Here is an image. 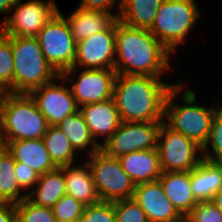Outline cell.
I'll list each match as a JSON object with an SVG mask.
<instances>
[{
  "instance_id": "1",
  "label": "cell",
  "mask_w": 222,
  "mask_h": 222,
  "mask_svg": "<svg viewBox=\"0 0 222 222\" xmlns=\"http://www.w3.org/2000/svg\"><path fill=\"white\" fill-rule=\"evenodd\" d=\"M114 70L122 75L162 77L172 70V54L146 29L130 27L116 19Z\"/></svg>"
},
{
  "instance_id": "2",
  "label": "cell",
  "mask_w": 222,
  "mask_h": 222,
  "mask_svg": "<svg viewBox=\"0 0 222 222\" xmlns=\"http://www.w3.org/2000/svg\"><path fill=\"white\" fill-rule=\"evenodd\" d=\"M162 77L117 74L113 87V100L121 122H163L165 100L175 83L162 81Z\"/></svg>"
},
{
  "instance_id": "3",
  "label": "cell",
  "mask_w": 222,
  "mask_h": 222,
  "mask_svg": "<svg viewBox=\"0 0 222 222\" xmlns=\"http://www.w3.org/2000/svg\"><path fill=\"white\" fill-rule=\"evenodd\" d=\"M187 85H189L188 81L180 80L168 92L165 100L164 122L174 131L195 141L203 148L210 134L213 116L222 105V101L215 103L216 106L199 105L195 90L188 89ZM177 96H181L179 104L175 103L176 99L178 100Z\"/></svg>"
},
{
  "instance_id": "4",
  "label": "cell",
  "mask_w": 222,
  "mask_h": 222,
  "mask_svg": "<svg viewBox=\"0 0 222 222\" xmlns=\"http://www.w3.org/2000/svg\"><path fill=\"white\" fill-rule=\"evenodd\" d=\"M49 125L26 93H0V141L41 139Z\"/></svg>"
},
{
  "instance_id": "5",
  "label": "cell",
  "mask_w": 222,
  "mask_h": 222,
  "mask_svg": "<svg viewBox=\"0 0 222 222\" xmlns=\"http://www.w3.org/2000/svg\"><path fill=\"white\" fill-rule=\"evenodd\" d=\"M13 93L29 94L52 82L59 74L46 61L36 37H11Z\"/></svg>"
},
{
  "instance_id": "6",
  "label": "cell",
  "mask_w": 222,
  "mask_h": 222,
  "mask_svg": "<svg viewBox=\"0 0 222 222\" xmlns=\"http://www.w3.org/2000/svg\"><path fill=\"white\" fill-rule=\"evenodd\" d=\"M201 17L196 0H164L149 31L175 56Z\"/></svg>"
},
{
  "instance_id": "7",
  "label": "cell",
  "mask_w": 222,
  "mask_h": 222,
  "mask_svg": "<svg viewBox=\"0 0 222 222\" xmlns=\"http://www.w3.org/2000/svg\"><path fill=\"white\" fill-rule=\"evenodd\" d=\"M87 157L85 161L92 172L101 201L115 202L133 198L136 185L122 169L118 158L110 157L102 150Z\"/></svg>"
},
{
  "instance_id": "8",
  "label": "cell",
  "mask_w": 222,
  "mask_h": 222,
  "mask_svg": "<svg viewBox=\"0 0 222 222\" xmlns=\"http://www.w3.org/2000/svg\"><path fill=\"white\" fill-rule=\"evenodd\" d=\"M157 151L163 172L191 171L203 160L202 147L164 121L158 132Z\"/></svg>"
},
{
  "instance_id": "9",
  "label": "cell",
  "mask_w": 222,
  "mask_h": 222,
  "mask_svg": "<svg viewBox=\"0 0 222 222\" xmlns=\"http://www.w3.org/2000/svg\"><path fill=\"white\" fill-rule=\"evenodd\" d=\"M35 37L46 61L59 75L73 67L76 57V41L68 23L59 12Z\"/></svg>"
},
{
  "instance_id": "10",
  "label": "cell",
  "mask_w": 222,
  "mask_h": 222,
  "mask_svg": "<svg viewBox=\"0 0 222 222\" xmlns=\"http://www.w3.org/2000/svg\"><path fill=\"white\" fill-rule=\"evenodd\" d=\"M18 0L6 20L0 25V32L11 37H35L58 12L55 0Z\"/></svg>"
},
{
  "instance_id": "11",
  "label": "cell",
  "mask_w": 222,
  "mask_h": 222,
  "mask_svg": "<svg viewBox=\"0 0 222 222\" xmlns=\"http://www.w3.org/2000/svg\"><path fill=\"white\" fill-rule=\"evenodd\" d=\"M60 75L68 83L79 107L113 98L115 70L72 67Z\"/></svg>"
},
{
  "instance_id": "12",
  "label": "cell",
  "mask_w": 222,
  "mask_h": 222,
  "mask_svg": "<svg viewBox=\"0 0 222 222\" xmlns=\"http://www.w3.org/2000/svg\"><path fill=\"white\" fill-rule=\"evenodd\" d=\"M162 122H121L116 132L100 147L110 157L119 158L138 150L157 149Z\"/></svg>"
},
{
  "instance_id": "13",
  "label": "cell",
  "mask_w": 222,
  "mask_h": 222,
  "mask_svg": "<svg viewBox=\"0 0 222 222\" xmlns=\"http://www.w3.org/2000/svg\"><path fill=\"white\" fill-rule=\"evenodd\" d=\"M29 94L49 126H58L67 116L79 111L71 89L61 75Z\"/></svg>"
},
{
  "instance_id": "14",
  "label": "cell",
  "mask_w": 222,
  "mask_h": 222,
  "mask_svg": "<svg viewBox=\"0 0 222 222\" xmlns=\"http://www.w3.org/2000/svg\"><path fill=\"white\" fill-rule=\"evenodd\" d=\"M116 20L104 31L76 42L73 67L114 70Z\"/></svg>"
},
{
  "instance_id": "15",
  "label": "cell",
  "mask_w": 222,
  "mask_h": 222,
  "mask_svg": "<svg viewBox=\"0 0 222 222\" xmlns=\"http://www.w3.org/2000/svg\"><path fill=\"white\" fill-rule=\"evenodd\" d=\"M133 199L145 212L149 222H180L182 219L166 197L159 180L137 184Z\"/></svg>"
},
{
  "instance_id": "16",
  "label": "cell",
  "mask_w": 222,
  "mask_h": 222,
  "mask_svg": "<svg viewBox=\"0 0 222 222\" xmlns=\"http://www.w3.org/2000/svg\"><path fill=\"white\" fill-rule=\"evenodd\" d=\"M79 111L92 137L100 147L116 132L121 123L113 98L82 105L79 107Z\"/></svg>"
},
{
  "instance_id": "17",
  "label": "cell",
  "mask_w": 222,
  "mask_h": 222,
  "mask_svg": "<svg viewBox=\"0 0 222 222\" xmlns=\"http://www.w3.org/2000/svg\"><path fill=\"white\" fill-rule=\"evenodd\" d=\"M2 146L12 154L16 162H22L40 175L54 170L57 166L53 163L43 139L0 141Z\"/></svg>"
},
{
  "instance_id": "18",
  "label": "cell",
  "mask_w": 222,
  "mask_h": 222,
  "mask_svg": "<svg viewBox=\"0 0 222 222\" xmlns=\"http://www.w3.org/2000/svg\"><path fill=\"white\" fill-rule=\"evenodd\" d=\"M118 160L135 185L157 181L163 172L157 149L127 153Z\"/></svg>"
},
{
  "instance_id": "19",
  "label": "cell",
  "mask_w": 222,
  "mask_h": 222,
  "mask_svg": "<svg viewBox=\"0 0 222 222\" xmlns=\"http://www.w3.org/2000/svg\"><path fill=\"white\" fill-rule=\"evenodd\" d=\"M58 12L65 18L76 42L106 30L117 19L112 13L78 6L69 16H64L60 9Z\"/></svg>"
},
{
  "instance_id": "20",
  "label": "cell",
  "mask_w": 222,
  "mask_h": 222,
  "mask_svg": "<svg viewBox=\"0 0 222 222\" xmlns=\"http://www.w3.org/2000/svg\"><path fill=\"white\" fill-rule=\"evenodd\" d=\"M158 180L178 213L188 216L198 203L191 190L190 171L162 172Z\"/></svg>"
},
{
  "instance_id": "21",
  "label": "cell",
  "mask_w": 222,
  "mask_h": 222,
  "mask_svg": "<svg viewBox=\"0 0 222 222\" xmlns=\"http://www.w3.org/2000/svg\"><path fill=\"white\" fill-rule=\"evenodd\" d=\"M80 163L64 166L66 194L73 196L85 206L93 205L101 200L97 194L92 172L85 160Z\"/></svg>"
},
{
  "instance_id": "22",
  "label": "cell",
  "mask_w": 222,
  "mask_h": 222,
  "mask_svg": "<svg viewBox=\"0 0 222 222\" xmlns=\"http://www.w3.org/2000/svg\"><path fill=\"white\" fill-rule=\"evenodd\" d=\"M65 194L66 181L63 166L40 175L36 186L28 194V199L35 205L52 208Z\"/></svg>"
},
{
  "instance_id": "23",
  "label": "cell",
  "mask_w": 222,
  "mask_h": 222,
  "mask_svg": "<svg viewBox=\"0 0 222 222\" xmlns=\"http://www.w3.org/2000/svg\"><path fill=\"white\" fill-rule=\"evenodd\" d=\"M190 184L198 202L211 201L214 194L222 188V176L212 161L203 159L190 171Z\"/></svg>"
},
{
  "instance_id": "24",
  "label": "cell",
  "mask_w": 222,
  "mask_h": 222,
  "mask_svg": "<svg viewBox=\"0 0 222 222\" xmlns=\"http://www.w3.org/2000/svg\"><path fill=\"white\" fill-rule=\"evenodd\" d=\"M164 0H122L118 20L140 29L150 30Z\"/></svg>"
},
{
  "instance_id": "25",
  "label": "cell",
  "mask_w": 222,
  "mask_h": 222,
  "mask_svg": "<svg viewBox=\"0 0 222 222\" xmlns=\"http://www.w3.org/2000/svg\"><path fill=\"white\" fill-rule=\"evenodd\" d=\"M57 127L65 134L78 154L83 155L82 152H84L85 156L87 154V156H91L100 150V146L92 137L80 111L67 116Z\"/></svg>"
},
{
  "instance_id": "26",
  "label": "cell",
  "mask_w": 222,
  "mask_h": 222,
  "mask_svg": "<svg viewBox=\"0 0 222 222\" xmlns=\"http://www.w3.org/2000/svg\"><path fill=\"white\" fill-rule=\"evenodd\" d=\"M16 161L5 146L0 145V200L19 203L28 198L20 188L15 173Z\"/></svg>"
},
{
  "instance_id": "27",
  "label": "cell",
  "mask_w": 222,
  "mask_h": 222,
  "mask_svg": "<svg viewBox=\"0 0 222 222\" xmlns=\"http://www.w3.org/2000/svg\"><path fill=\"white\" fill-rule=\"evenodd\" d=\"M42 139L53 163L57 167L78 163L77 156L79 154L73 149L70 141L57 126H49Z\"/></svg>"
},
{
  "instance_id": "28",
  "label": "cell",
  "mask_w": 222,
  "mask_h": 222,
  "mask_svg": "<svg viewBox=\"0 0 222 222\" xmlns=\"http://www.w3.org/2000/svg\"><path fill=\"white\" fill-rule=\"evenodd\" d=\"M14 59L11 48V36L0 32V93H13Z\"/></svg>"
},
{
  "instance_id": "29",
  "label": "cell",
  "mask_w": 222,
  "mask_h": 222,
  "mask_svg": "<svg viewBox=\"0 0 222 222\" xmlns=\"http://www.w3.org/2000/svg\"><path fill=\"white\" fill-rule=\"evenodd\" d=\"M16 222H57L52 208L35 205L28 198L15 204Z\"/></svg>"
},
{
  "instance_id": "30",
  "label": "cell",
  "mask_w": 222,
  "mask_h": 222,
  "mask_svg": "<svg viewBox=\"0 0 222 222\" xmlns=\"http://www.w3.org/2000/svg\"><path fill=\"white\" fill-rule=\"evenodd\" d=\"M202 156L208 161L222 156V105L213 116L208 140L202 148Z\"/></svg>"
},
{
  "instance_id": "31",
  "label": "cell",
  "mask_w": 222,
  "mask_h": 222,
  "mask_svg": "<svg viewBox=\"0 0 222 222\" xmlns=\"http://www.w3.org/2000/svg\"><path fill=\"white\" fill-rule=\"evenodd\" d=\"M85 205L73 196L63 195L52 207L57 222H80Z\"/></svg>"
},
{
  "instance_id": "32",
  "label": "cell",
  "mask_w": 222,
  "mask_h": 222,
  "mask_svg": "<svg viewBox=\"0 0 222 222\" xmlns=\"http://www.w3.org/2000/svg\"><path fill=\"white\" fill-rule=\"evenodd\" d=\"M116 222H149L147 215L133 199L113 202Z\"/></svg>"
},
{
  "instance_id": "33",
  "label": "cell",
  "mask_w": 222,
  "mask_h": 222,
  "mask_svg": "<svg viewBox=\"0 0 222 222\" xmlns=\"http://www.w3.org/2000/svg\"><path fill=\"white\" fill-rule=\"evenodd\" d=\"M80 222H116L113 202L100 201L85 206Z\"/></svg>"
},
{
  "instance_id": "34",
  "label": "cell",
  "mask_w": 222,
  "mask_h": 222,
  "mask_svg": "<svg viewBox=\"0 0 222 222\" xmlns=\"http://www.w3.org/2000/svg\"><path fill=\"white\" fill-rule=\"evenodd\" d=\"M188 217L193 222H222V212L211 201H200Z\"/></svg>"
},
{
  "instance_id": "35",
  "label": "cell",
  "mask_w": 222,
  "mask_h": 222,
  "mask_svg": "<svg viewBox=\"0 0 222 222\" xmlns=\"http://www.w3.org/2000/svg\"><path fill=\"white\" fill-rule=\"evenodd\" d=\"M15 173L20 188L28 195L36 186L40 174L22 162H16Z\"/></svg>"
},
{
  "instance_id": "36",
  "label": "cell",
  "mask_w": 222,
  "mask_h": 222,
  "mask_svg": "<svg viewBox=\"0 0 222 222\" xmlns=\"http://www.w3.org/2000/svg\"><path fill=\"white\" fill-rule=\"evenodd\" d=\"M122 0H80L78 7L87 10H102L112 13L118 18L121 9Z\"/></svg>"
},
{
  "instance_id": "37",
  "label": "cell",
  "mask_w": 222,
  "mask_h": 222,
  "mask_svg": "<svg viewBox=\"0 0 222 222\" xmlns=\"http://www.w3.org/2000/svg\"><path fill=\"white\" fill-rule=\"evenodd\" d=\"M0 222H16L15 204L8 202L0 203Z\"/></svg>"
},
{
  "instance_id": "38",
  "label": "cell",
  "mask_w": 222,
  "mask_h": 222,
  "mask_svg": "<svg viewBox=\"0 0 222 222\" xmlns=\"http://www.w3.org/2000/svg\"><path fill=\"white\" fill-rule=\"evenodd\" d=\"M18 0H0V13L5 14L6 16L1 20V24L6 20L10 14L11 9L14 7L15 3Z\"/></svg>"
},
{
  "instance_id": "39",
  "label": "cell",
  "mask_w": 222,
  "mask_h": 222,
  "mask_svg": "<svg viewBox=\"0 0 222 222\" xmlns=\"http://www.w3.org/2000/svg\"><path fill=\"white\" fill-rule=\"evenodd\" d=\"M211 202L222 212V188L214 194Z\"/></svg>"
},
{
  "instance_id": "40",
  "label": "cell",
  "mask_w": 222,
  "mask_h": 222,
  "mask_svg": "<svg viewBox=\"0 0 222 222\" xmlns=\"http://www.w3.org/2000/svg\"><path fill=\"white\" fill-rule=\"evenodd\" d=\"M212 162L216 165V167L219 169L221 176H222V156L217 157L212 160Z\"/></svg>"
},
{
  "instance_id": "41",
  "label": "cell",
  "mask_w": 222,
  "mask_h": 222,
  "mask_svg": "<svg viewBox=\"0 0 222 222\" xmlns=\"http://www.w3.org/2000/svg\"><path fill=\"white\" fill-rule=\"evenodd\" d=\"M180 222H193L188 216L182 217Z\"/></svg>"
}]
</instances>
